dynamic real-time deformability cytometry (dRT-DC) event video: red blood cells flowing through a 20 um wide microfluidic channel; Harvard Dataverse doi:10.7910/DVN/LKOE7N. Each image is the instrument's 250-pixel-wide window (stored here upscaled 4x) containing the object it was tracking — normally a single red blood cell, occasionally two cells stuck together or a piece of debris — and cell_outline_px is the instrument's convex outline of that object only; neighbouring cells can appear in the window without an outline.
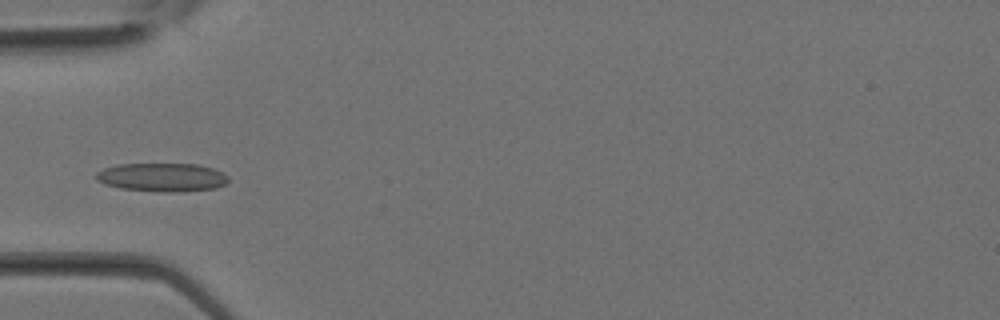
{"species": "Egyptian fruit bat (a non-hibernating species)", "species_latin": "Rousettus aegyptiacus", "temperature_condition": "room temperature", "stored_images_in_passage": 21, "camera_frame_rate_fps": 3000, "um_per_image_px": 0.085, "animal": {"sex": "female"}, "frame": {"image": 1, "passage_image": 4, "time_ms": 1.0, "image_size_px": [1000, 320], "cell_outline_px": [[228, 180], [224, 184], [216, 188], [176, 192], [164, 192], [120, 188], [104, 184], [96, 180], [96, 172], [104, 168], [116, 164], [200, 164], [212, 168], [228, 176]], "centroid_in_image_um": [13.75, 15.06], "position_along_channel_um": 71.3, "area_um2": 21.96}}
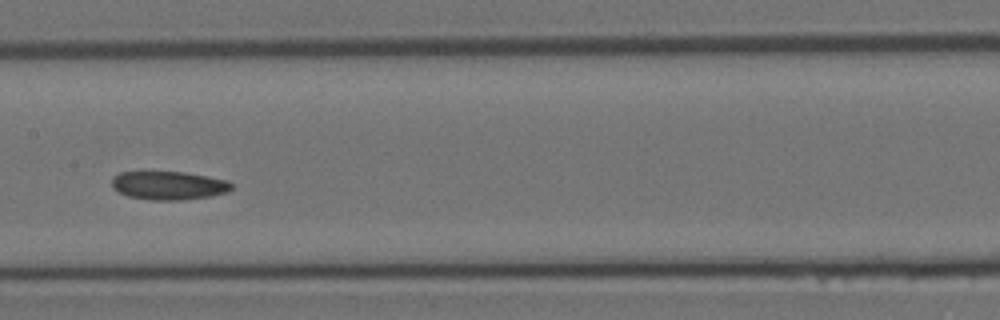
{"frame": {"image": 2, "passage_image": 10, "time_ms": 3.0, "image_size_px": [1000, 320], "cell_outline_px": [[232, 188], [228, 192], [212, 196], [180, 200], [152, 200], [128, 196], [112, 188], [112, 176], [120, 172], [184, 172], [208, 176], [228, 180], [232, 184]], "centroid_in_image_um": [14.35, 15.76], "position_along_channel_um": 193.0, "area_um2": 19.94}}
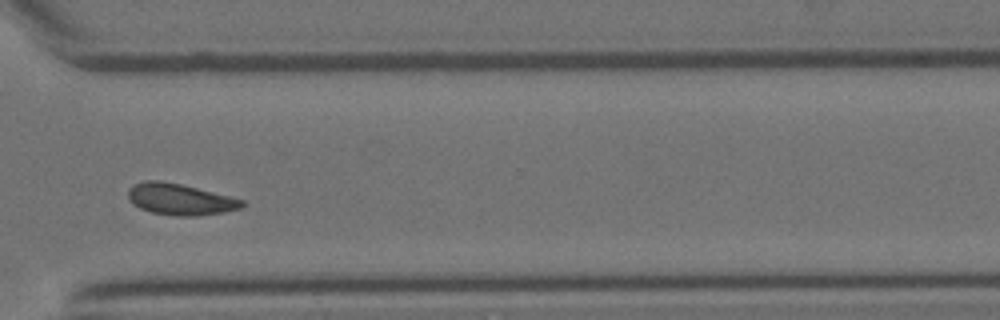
{"frame": {"image": 3, "passage_image": 18, "time_ms": 5.667, "image_size_px": [1000, 320], "cell_outline_px": [[244, 204], [240, 208], [224, 212], [196, 216], [176, 216], [152, 212], [140, 208], [132, 204], [128, 200], [128, 188], [144, 180], [160, 180], [180, 184], [244, 200]], "centroid_in_image_um": [15.26, 16.94], "position_along_channel_um": 355.3, "area_um2": 20.63}}